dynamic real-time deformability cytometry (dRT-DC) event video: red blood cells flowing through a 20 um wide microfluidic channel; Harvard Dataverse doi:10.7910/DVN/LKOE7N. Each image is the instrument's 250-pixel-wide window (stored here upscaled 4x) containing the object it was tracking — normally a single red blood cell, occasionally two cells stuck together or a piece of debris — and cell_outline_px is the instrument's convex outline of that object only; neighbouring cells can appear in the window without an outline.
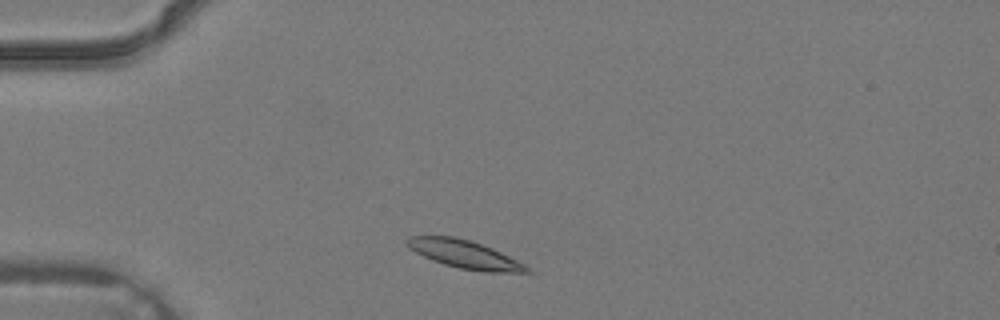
{"species": "common noctule bat (a hibernating species)", "species_latin": "Nyctalus noctula", "temperature_condition": "warm", "stored_images_in_passage": 1, "camera_frame_rate_fps": 3000, "um_per_image_px": 0.085, "animal": {"sex": "male", "body_mass_g": 19.2, "forearm_length_mm": 51.8}, "frame": {"image": 1, "passage_image": 1, "time_ms": 0.0, "image_size_px": [1000, 320], "cell_outline_px": [[532, 272], [484, 272], [460, 268], [444, 264], [432, 260], [416, 252], [404, 240], [412, 236], [452, 236], [472, 240], [492, 248], [524, 264]], "centroid_in_image_um": [39.5, 21.61], "position_along_channel_um": 45.5, "area_um2": 19.25}}